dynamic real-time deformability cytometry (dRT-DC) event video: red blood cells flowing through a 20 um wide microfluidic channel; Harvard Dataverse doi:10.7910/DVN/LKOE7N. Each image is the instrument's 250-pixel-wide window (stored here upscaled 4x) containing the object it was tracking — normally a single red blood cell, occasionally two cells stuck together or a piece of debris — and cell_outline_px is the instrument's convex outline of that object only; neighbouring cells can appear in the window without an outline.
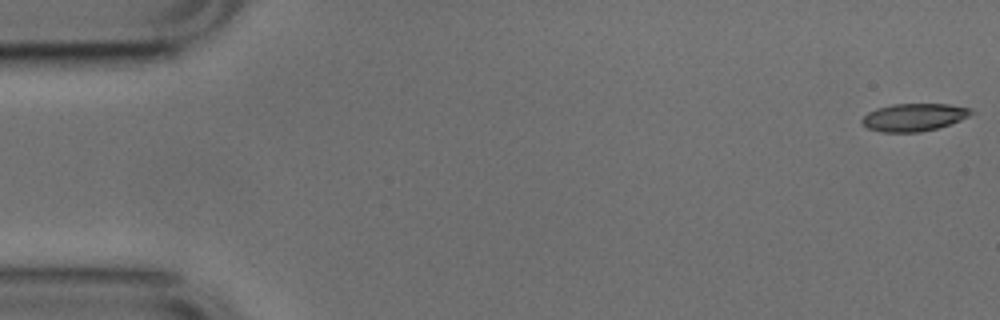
{"species": "common noctule bat (a hibernating species)", "species_latin": "Nyctalus noctula", "temperature_condition": "cold", "stored_images_in_passage": 8, "camera_frame_rate_fps": 3000, "um_per_image_px": 0.085, "animal": {"sex": "male", "body_mass_g": 17.9, "forearm_length_mm": 54.2}, "frame": {"image": 1, "passage_image": 1, "time_ms": 0.0, "image_size_px": [1000, 320], "cell_outline_px": [[976, 112], [960, 120], [936, 128], [920, 132], [884, 132], [868, 128], [860, 124], [860, 120], [868, 112], [876, 108], [892, 104], [948, 104], [972, 108]], "centroid_in_image_um": [77.67, 9.96], "position_along_channel_um": 7.3, "area_um2": 17.63}}